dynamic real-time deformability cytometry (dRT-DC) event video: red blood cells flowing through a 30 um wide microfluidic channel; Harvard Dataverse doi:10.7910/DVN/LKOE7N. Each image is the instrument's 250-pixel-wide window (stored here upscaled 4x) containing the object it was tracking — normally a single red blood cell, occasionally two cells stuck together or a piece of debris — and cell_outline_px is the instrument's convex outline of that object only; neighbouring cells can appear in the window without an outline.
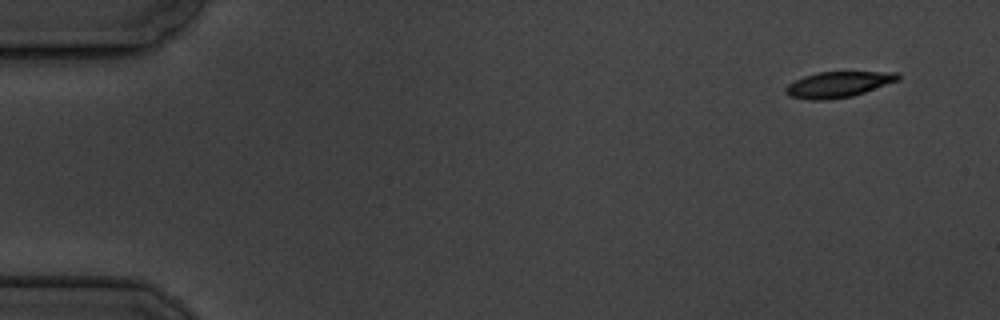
{"species": "common noctule bat (a hibernating species)", "species_latin": "Nyctalus noctula", "temperature_condition": "cold", "stored_images_in_passage": 6, "segment_of_instrument_passage": [2, 2], "camera_frame_rate_fps": 3000, "um_per_image_px": 0.085, "animal": {"sex": "male", "body_mass_g": 19.5, "forearm_length_mm": 54.6}, "frame": {"image": 1, "passage_image": 6, "time_ms": 6.0, "image_size_px": [1000, 320], "cell_outline_px": [[900, 80], [852, 96], [828, 100], [812, 100], [788, 96], [784, 92], [784, 88], [788, 84], [804, 76], [816, 72], [900, 72]], "centroid_in_image_um": [71.24, 7.18], "position_along_channel_um": 13.8, "area_um2": 16.94}}